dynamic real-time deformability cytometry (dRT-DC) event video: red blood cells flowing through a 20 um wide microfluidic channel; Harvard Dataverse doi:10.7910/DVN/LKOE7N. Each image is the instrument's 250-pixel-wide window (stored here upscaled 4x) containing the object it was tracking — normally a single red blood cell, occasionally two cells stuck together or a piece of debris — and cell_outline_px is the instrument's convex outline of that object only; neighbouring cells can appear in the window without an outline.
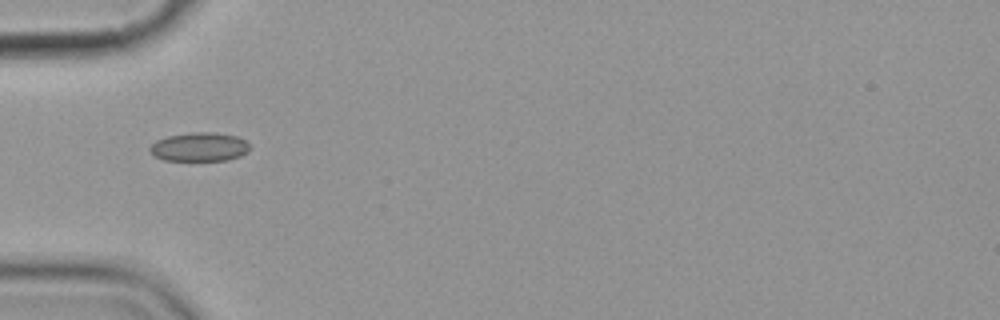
{"species": "common noctule bat (a hibernating species)", "species_latin": "Nyctalus noctula", "temperature_condition": "cold", "stored_images_in_passage": 9, "camera_frame_rate_fps": 3000, "um_per_image_px": 0.085, "animal": {"sex": "female", "body_mass_g": 19.9}, "frame": {"image": 1, "passage_image": 3, "time_ms": 2.333, "image_size_px": [1000, 320], "cell_outline_px": [[248, 152], [240, 156], [228, 160], [164, 160], [156, 156], [148, 148], [156, 140], [168, 136], [192, 132], [216, 132], [236, 136], [244, 140], [248, 144]], "centroid_in_image_um": [16.96, 12.48], "position_along_channel_um": 68.0, "area_um2": 16.65}}
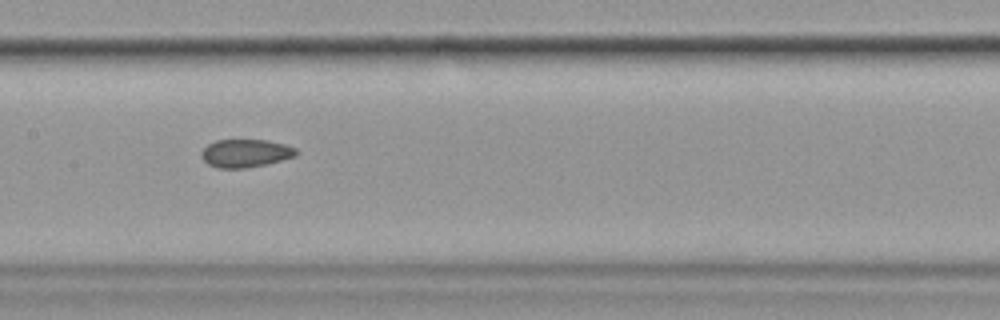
{"frame": {"image": 2, "passage_image": 6, "time_ms": 5.667, "image_size_px": [1000, 320], "cell_outline_px": [[296, 156], [248, 168], [216, 168], [208, 164], [200, 156], [200, 152], [208, 144], [216, 140], [268, 140], [284, 144], [296, 148]], "centroid_in_image_um": [20.83, 13.02], "position_along_channel_um": 186.6, "area_um2": 15.43}}
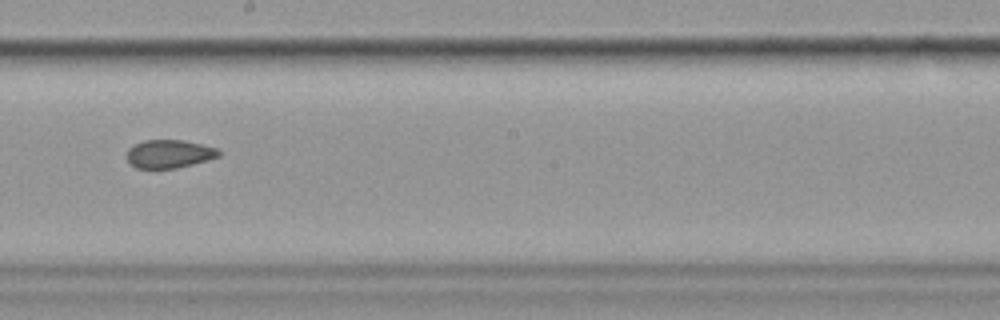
{"frame": {"image": 3, "passage_image": 7, "time_ms": 7.0, "image_size_px": [1000, 320], "cell_outline_px": [[220, 156], [192, 164], [176, 168], [136, 168], [128, 160], [128, 148], [144, 140], [184, 140], [216, 148], [220, 152]], "centroid_in_image_um": [14.38, 13.07], "position_along_channel_um": 233.8, "area_um2": 14.85}}